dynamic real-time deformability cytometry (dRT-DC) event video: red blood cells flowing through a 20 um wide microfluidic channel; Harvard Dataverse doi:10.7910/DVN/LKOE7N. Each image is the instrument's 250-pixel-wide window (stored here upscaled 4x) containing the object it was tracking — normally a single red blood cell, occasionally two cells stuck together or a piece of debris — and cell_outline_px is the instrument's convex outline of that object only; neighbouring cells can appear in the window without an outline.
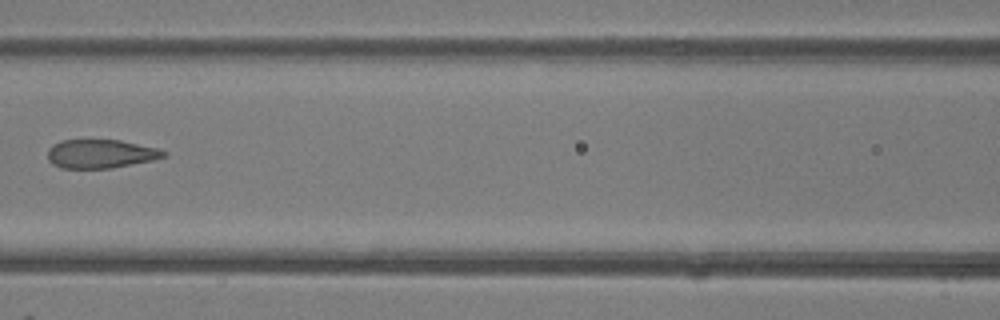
{"species": "common noctule bat (a hibernating species)", "species_latin": "Nyctalus noctula", "temperature_condition": "room temperature", "stored_images_in_passage": 8, "camera_frame_rate_fps": 3000, "um_per_image_px": 0.085, "animal": {"sex": "female"}, "frame": {"image": 1, "passage_image": 6, "time_ms": 6.667, "image_size_px": [1000, 320], "cell_outline_px": [[168, 156], [152, 160], [112, 168], [60, 168], [52, 164], [48, 160], [48, 148], [52, 144], [60, 140], [120, 140], [160, 148], [168, 152]], "centroid_in_image_um": [8.57, 13.07], "position_along_channel_um": 158.0, "area_um2": 19.65}}
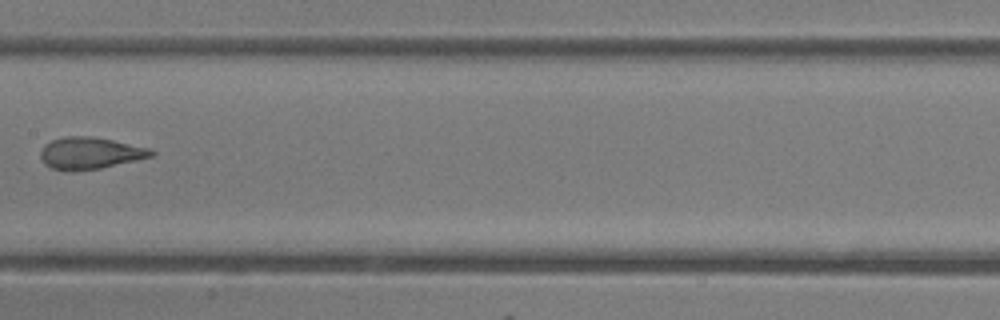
{"frame": {"image": 2, "passage_image": 7, "time_ms": 7.667, "image_size_px": [1000, 320], "cell_outline_px": [[156, 156], [100, 168], [72, 172], [52, 168], [44, 164], [40, 156], [40, 152], [44, 144], [52, 140], [64, 136], [88, 136], [112, 140], [152, 148], [156, 152]], "centroid_in_image_um": [7.68, 13.02], "position_along_channel_um": 199.7, "area_um2": 20.81}}
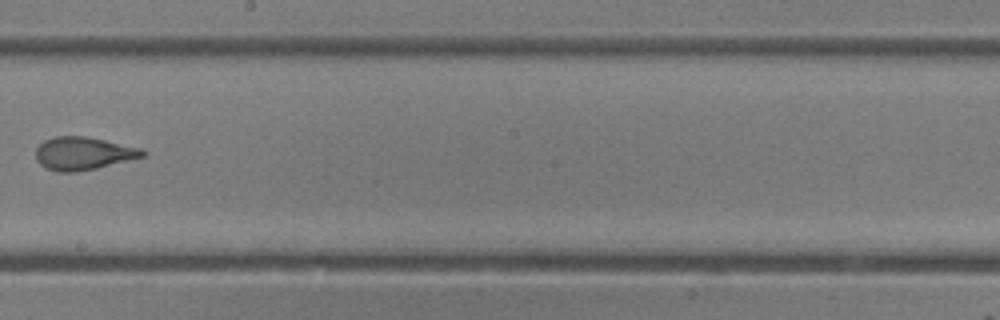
{"frame": {"image": 3, "passage_image": 8, "time_ms": 8.667, "image_size_px": [1000, 320], "cell_outline_px": [[148, 152], [144, 156], [96, 168], [76, 172], [56, 172], [40, 164], [36, 160], [36, 148], [44, 140], [52, 136], [84, 136], [104, 140], [140, 148]], "centroid_in_image_um": [7.04, 13.04], "position_along_channel_um": 241.2, "area_um2": 20.35}}